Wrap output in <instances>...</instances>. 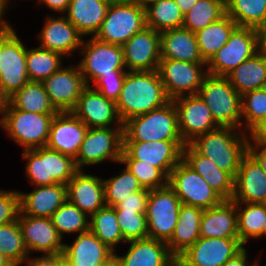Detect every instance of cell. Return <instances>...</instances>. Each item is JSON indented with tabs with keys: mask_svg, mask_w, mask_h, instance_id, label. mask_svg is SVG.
Masks as SVG:
<instances>
[{
	"mask_svg": "<svg viewBox=\"0 0 266 266\" xmlns=\"http://www.w3.org/2000/svg\"><path fill=\"white\" fill-rule=\"evenodd\" d=\"M237 26V23L226 14L220 20L195 32L201 57L206 63L227 43Z\"/></svg>",
	"mask_w": 266,
	"mask_h": 266,
	"instance_id": "cell-34",
	"label": "cell"
},
{
	"mask_svg": "<svg viewBox=\"0 0 266 266\" xmlns=\"http://www.w3.org/2000/svg\"><path fill=\"white\" fill-rule=\"evenodd\" d=\"M247 152L259 163L266 174V143L257 139H248Z\"/></svg>",
	"mask_w": 266,
	"mask_h": 266,
	"instance_id": "cell-53",
	"label": "cell"
},
{
	"mask_svg": "<svg viewBox=\"0 0 266 266\" xmlns=\"http://www.w3.org/2000/svg\"><path fill=\"white\" fill-rule=\"evenodd\" d=\"M19 212L18 190L0 189V226L16 221Z\"/></svg>",
	"mask_w": 266,
	"mask_h": 266,
	"instance_id": "cell-50",
	"label": "cell"
},
{
	"mask_svg": "<svg viewBox=\"0 0 266 266\" xmlns=\"http://www.w3.org/2000/svg\"><path fill=\"white\" fill-rule=\"evenodd\" d=\"M19 192L20 214L51 218L67 201V187L63 184L36 186L30 193Z\"/></svg>",
	"mask_w": 266,
	"mask_h": 266,
	"instance_id": "cell-25",
	"label": "cell"
},
{
	"mask_svg": "<svg viewBox=\"0 0 266 266\" xmlns=\"http://www.w3.org/2000/svg\"><path fill=\"white\" fill-rule=\"evenodd\" d=\"M126 254L114 256L121 266H171L175 257L169 252L166 242L153 238L127 241Z\"/></svg>",
	"mask_w": 266,
	"mask_h": 266,
	"instance_id": "cell-26",
	"label": "cell"
},
{
	"mask_svg": "<svg viewBox=\"0 0 266 266\" xmlns=\"http://www.w3.org/2000/svg\"><path fill=\"white\" fill-rule=\"evenodd\" d=\"M219 127L242 129L241 95L224 76L207 75L198 93Z\"/></svg>",
	"mask_w": 266,
	"mask_h": 266,
	"instance_id": "cell-5",
	"label": "cell"
},
{
	"mask_svg": "<svg viewBox=\"0 0 266 266\" xmlns=\"http://www.w3.org/2000/svg\"><path fill=\"white\" fill-rule=\"evenodd\" d=\"M146 27L145 9L133 1L110 3L107 14L95 38L123 45Z\"/></svg>",
	"mask_w": 266,
	"mask_h": 266,
	"instance_id": "cell-7",
	"label": "cell"
},
{
	"mask_svg": "<svg viewBox=\"0 0 266 266\" xmlns=\"http://www.w3.org/2000/svg\"><path fill=\"white\" fill-rule=\"evenodd\" d=\"M102 266H121V264L119 263V261L114 256L108 262L103 264Z\"/></svg>",
	"mask_w": 266,
	"mask_h": 266,
	"instance_id": "cell-65",
	"label": "cell"
},
{
	"mask_svg": "<svg viewBox=\"0 0 266 266\" xmlns=\"http://www.w3.org/2000/svg\"><path fill=\"white\" fill-rule=\"evenodd\" d=\"M10 106V96L6 93L2 84L0 83V127L3 123V119L6 113V110Z\"/></svg>",
	"mask_w": 266,
	"mask_h": 266,
	"instance_id": "cell-58",
	"label": "cell"
},
{
	"mask_svg": "<svg viewBox=\"0 0 266 266\" xmlns=\"http://www.w3.org/2000/svg\"><path fill=\"white\" fill-rule=\"evenodd\" d=\"M231 200L235 203H266V174L248 152L240 161Z\"/></svg>",
	"mask_w": 266,
	"mask_h": 266,
	"instance_id": "cell-23",
	"label": "cell"
},
{
	"mask_svg": "<svg viewBox=\"0 0 266 266\" xmlns=\"http://www.w3.org/2000/svg\"><path fill=\"white\" fill-rule=\"evenodd\" d=\"M168 98L159 73L154 71H127L116 108L123 124L136 116L163 107Z\"/></svg>",
	"mask_w": 266,
	"mask_h": 266,
	"instance_id": "cell-1",
	"label": "cell"
},
{
	"mask_svg": "<svg viewBox=\"0 0 266 266\" xmlns=\"http://www.w3.org/2000/svg\"><path fill=\"white\" fill-rule=\"evenodd\" d=\"M67 200L89 218L105 206L103 179L79 170L66 184Z\"/></svg>",
	"mask_w": 266,
	"mask_h": 266,
	"instance_id": "cell-24",
	"label": "cell"
},
{
	"mask_svg": "<svg viewBox=\"0 0 266 266\" xmlns=\"http://www.w3.org/2000/svg\"><path fill=\"white\" fill-rule=\"evenodd\" d=\"M171 266H186L179 258H175Z\"/></svg>",
	"mask_w": 266,
	"mask_h": 266,
	"instance_id": "cell-67",
	"label": "cell"
},
{
	"mask_svg": "<svg viewBox=\"0 0 266 266\" xmlns=\"http://www.w3.org/2000/svg\"><path fill=\"white\" fill-rule=\"evenodd\" d=\"M120 164L125 165L143 188L152 190L168 184V178L150 163L139 160H120Z\"/></svg>",
	"mask_w": 266,
	"mask_h": 266,
	"instance_id": "cell-47",
	"label": "cell"
},
{
	"mask_svg": "<svg viewBox=\"0 0 266 266\" xmlns=\"http://www.w3.org/2000/svg\"><path fill=\"white\" fill-rule=\"evenodd\" d=\"M0 266H14L13 263L0 253Z\"/></svg>",
	"mask_w": 266,
	"mask_h": 266,
	"instance_id": "cell-64",
	"label": "cell"
},
{
	"mask_svg": "<svg viewBox=\"0 0 266 266\" xmlns=\"http://www.w3.org/2000/svg\"><path fill=\"white\" fill-rule=\"evenodd\" d=\"M257 52H259L257 29L237 26L227 43L206 63L207 72L209 75L225 77Z\"/></svg>",
	"mask_w": 266,
	"mask_h": 266,
	"instance_id": "cell-9",
	"label": "cell"
},
{
	"mask_svg": "<svg viewBox=\"0 0 266 266\" xmlns=\"http://www.w3.org/2000/svg\"><path fill=\"white\" fill-rule=\"evenodd\" d=\"M56 16L47 15L45 18L43 28L38 33L39 47L70 58L74 52L80 51L84 37L64 14Z\"/></svg>",
	"mask_w": 266,
	"mask_h": 266,
	"instance_id": "cell-21",
	"label": "cell"
},
{
	"mask_svg": "<svg viewBox=\"0 0 266 266\" xmlns=\"http://www.w3.org/2000/svg\"><path fill=\"white\" fill-rule=\"evenodd\" d=\"M52 105L58 112H71L87 87L78 64L64 65L42 82Z\"/></svg>",
	"mask_w": 266,
	"mask_h": 266,
	"instance_id": "cell-16",
	"label": "cell"
},
{
	"mask_svg": "<svg viewBox=\"0 0 266 266\" xmlns=\"http://www.w3.org/2000/svg\"><path fill=\"white\" fill-rule=\"evenodd\" d=\"M200 237L239 238L236 205L233 200L204 209L200 224Z\"/></svg>",
	"mask_w": 266,
	"mask_h": 266,
	"instance_id": "cell-27",
	"label": "cell"
},
{
	"mask_svg": "<svg viewBox=\"0 0 266 266\" xmlns=\"http://www.w3.org/2000/svg\"><path fill=\"white\" fill-rule=\"evenodd\" d=\"M146 26L162 32L180 28L184 15L174 0H160L145 9Z\"/></svg>",
	"mask_w": 266,
	"mask_h": 266,
	"instance_id": "cell-40",
	"label": "cell"
},
{
	"mask_svg": "<svg viewBox=\"0 0 266 266\" xmlns=\"http://www.w3.org/2000/svg\"><path fill=\"white\" fill-rule=\"evenodd\" d=\"M226 15V0H197L184 15L183 28L197 32Z\"/></svg>",
	"mask_w": 266,
	"mask_h": 266,
	"instance_id": "cell-39",
	"label": "cell"
},
{
	"mask_svg": "<svg viewBox=\"0 0 266 266\" xmlns=\"http://www.w3.org/2000/svg\"><path fill=\"white\" fill-rule=\"evenodd\" d=\"M150 190L143 188L141 191L130 194L126 199L117 204L115 211H133L146 213L147 200Z\"/></svg>",
	"mask_w": 266,
	"mask_h": 266,
	"instance_id": "cell-52",
	"label": "cell"
},
{
	"mask_svg": "<svg viewBox=\"0 0 266 266\" xmlns=\"http://www.w3.org/2000/svg\"><path fill=\"white\" fill-rule=\"evenodd\" d=\"M204 209L181 204L178 221L171 239L166 243L169 252L178 258L200 238Z\"/></svg>",
	"mask_w": 266,
	"mask_h": 266,
	"instance_id": "cell-32",
	"label": "cell"
},
{
	"mask_svg": "<svg viewBox=\"0 0 266 266\" xmlns=\"http://www.w3.org/2000/svg\"><path fill=\"white\" fill-rule=\"evenodd\" d=\"M10 105L21 111L38 114H57L42 82H27L10 97Z\"/></svg>",
	"mask_w": 266,
	"mask_h": 266,
	"instance_id": "cell-35",
	"label": "cell"
},
{
	"mask_svg": "<svg viewBox=\"0 0 266 266\" xmlns=\"http://www.w3.org/2000/svg\"><path fill=\"white\" fill-rule=\"evenodd\" d=\"M244 247L239 238L200 237L178 258L186 266H223Z\"/></svg>",
	"mask_w": 266,
	"mask_h": 266,
	"instance_id": "cell-17",
	"label": "cell"
},
{
	"mask_svg": "<svg viewBox=\"0 0 266 266\" xmlns=\"http://www.w3.org/2000/svg\"><path fill=\"white\" fill-rule=\"evenodd\" d=\"M181 204V200L168 184L165 187L150 190L146 207L149 238L166 243L171 239Z\"/></svg>",
	"mask_w": 266,
	"mask_h": 266,
	"instance_id": "cell-8",
	"label": "cell"
},
{
	"mask_svg": "<svg viewBox=\"0 0 266 266\" xmlns=\"http://www.w3.org/2000/svg\"><path fill=\"white\" fill-rule=\"evenodd\" d=\"M168 185L185 205L208 209L225 200L183 160L172 169Z\"/></svg>",
	"mask_w": 266,
	"mask_h": 266,
	"instance_id": "cell-11",
	"label": "cell"
},
{
	"mask_svg": "<svg viewBox=\"0 0 266 266\" xmlns=\"http://www.w3.org/2000/svg\"><path fill=\"white\" fill-rule=\"evenodd\" d=\"M126 75H109L102 78L93 88L107 99L117 101Z\"/></svg>",
	"mask_w": 266,
	"mask_h": 266,
	"instance_id": "cell-51",
	"label": "cell"
},
{
	"mask_svg": "<svg viewBox=\"0 0 266 266\" xmlns=\"http://www.w3.org/2000/svg\"><path fill=\"white\" fill-rule=\"evenodd\" d=\"M109 3H116V2H126V1H131V0H106Z\"/></svg>",
	"mask_w": 266,
	"mask_h": 266,
	"instance_id": "cell-68",
	"label": "cell"
},
{
	"mask_svg": "<svg viewBox=\"0 0 266 266\" xmlns=\"http://www.w3.org/2000/svg\"><path fill=\"white\" fill-rule=\"evenodd\" d=\"M127 71H154L160 62V32L144 27L122 45Z\"/></svg>",
	"mask_w": 266,
	"mask_h": 266,
	"instance_id": "cell-19",
	"label": "cell"
},
{
	"mask_svg": "<svg viewBox=\"0 0 266 266\" xmlns=\"http://www.w3.org/2000/svg\"><path fill=\"white\" fill-rule=\"evenodd\" d=\"M71 112L88 128L123 127L116 103L90 86L83 90Z\"/></svg>",
	"mask_w": 266,
	"mask_h": 266,
	"instance_id": "cell-18",
	"label": "cell"
},
{
	"mask_svg": "<svg viewBox=\"0 0 266 266\" xmlns=\"http://www.w3.org/2000/svg\"><path fill=\"white\" fill-rule=\"evenodd\" d=\"M64 58L59 53L39 46L26 48V67L29 80L43 82L63 66Z\"/></svg>",
	"mask_w": 266,
	"mask_h": 266,
	"instance_id": "cell-38",
	"label": "cell"
},
{
	"mask_svg": "<svg viewBox=\"0 0 266 266\" xmlns=\"http://www.w3.org/2000/svg\"><path fill=\"white\" fill-rule=\"evenodd\" d=\"M10 3H11V0H0V26H3V27H12L11 26L12 24H10L4 18L6 16V11H8L7 10V8H9L8 6L11 7V4Z\"/></svg>",
	"mask_w": 266,
	"mask_h": 266,
	"instance_id": "cell-59",
	"label": "cell"
},
{
	"mask_svg": "<svg viewBox=\"0 0 266 266\" xmlns=\"http://www.w3.org/2000/svg\"><path fill=\"white\" fill-rule=\"evenodd\" d=\"M25 247L30 255L33 252L59 254L64 252L63 239L54 227L51 218L18 214Z\"/></svg>",
	"mask_w": 266,
	"mask_h": 266,
	"instance_id": "cell-20",
	"label": "cell"
},
{
	"mask_svg": "<svg viewBox=\"0 0 266 266\" xmlns=\"http://www.w3.org/2000/svg\"><path fill=\"white\" fill-rule=\"evenodd\" d=\"M241 109L242 130L250 133L266 118V88L256 89L241 95Z\"/></svg>",
	"mask_w": 266,
	"mask_h": 266,
	"instance_id": "cell-45",
	"label": "cell"
},
{
	"mask_svg": "<svg viewBox=\"0 0 266 266\" xmlns=\"http://www.w3.org/2000/svg\"><path fill=\"white\" fill-rule=\"evenodd\" d=\"M0 253L14 266H21L29 256L18 220L0 226Z\"/></svg>",
	"mask_w": 266,
	"mask_h": 266,
	"instance_id": "cell-44",
	"label": "cell"
},
{
	"mask_svg": "<svg viewBox=\"0 0 266 266\" xmlns=\"http://www.w3.org/2000/svg\"><path fill=\"white\" fill-rule=\"evenodd\" d=\"M71 0H37L38 5H45L50 11L65 14Z\"/></svg>",
	"mask_w": 266,
	"mask_h": 266,
	"instance_id": "cell-56",
	"label": "cell"
},
{
	"mask_svg": "<svg viewBox=\"0 0 266 266\" xmlns=\"http://www.w3.org/2000/svg\"><path fill=\"white\" fill-rule=\"evenodd\" d=\"M123 150V127L88 128L75 158L79 170L104 161L120 163Z\"/></svg>",
	"mask_w": 266,
	"mask_h": 266,
	"instance_id": "cell-10",
	"label": "cell"
},
{
	"mask_svg": "<svg viewBox=\"0 0 266 266\" xmlns=\"http://www.w3.org/2000/svg\"><path fill=\"white\" fill-rule=\"evenodd\" d=\"M249 133L232 127L217 129L197 136L189 144L202 156L233 178L238 173L242 157L247 153Z\"/></svg>",
	"mask_w": 266,
	"mask_h": 266,
	"instance_id": "cell-2",
	"label": "cell"
},
{
	"mask_svg": "<svg viewBox=\"0 0 266 266\" xmlns=\"http://www.w3.org/2000/svg\"><path fill=\"white\" fill-rule=\"evenodd\" d=\"M226 14L238 26L258 29L266 20V0H226Z\"/></svg>",
	"mask_w": 266,
	"mask_h": 266,
	"instance_id": "cell-41",
	"label": "cell"
},
{
	"mask_svg": "<svg viewBox=\"0 0 266 266\" xmlns=\"http://www.w3.org/2000/svg\"><path fill=\"white\" fill-rule=\"evenodd\" d=\"M22 158L27 161L25 176L36 186L47 185L46 146L21 152Z\"/></svg>",
	"mask_w": 266,
	"mask_h": 266,
	"instance_id": "cell-48",
	"label": "cell"
},
{
	"mask_svg": "<svg viewBox=\"0 0 266 266\" xmlns=\"http://www.w3.org/2000/svg\"><path fill=\"white\" fill-rule=\"evenodd\" d=\"M88 127L72 112L55 114L46 147L76 158Z\"/></svg>",
	"mask_w": 266,
	"mask_h": 266,
	"instance_id": "cell-22",
	"label": "cell"
},
{
	"mask_svg": "<svg viewBox=\"0 0 266 266\" xmlns=\"http://www.w3.org/2000/svg\"><path fill=\"white\" fill-rule=\"evenodd\" d=\"M89 230L114 252L120 243H126L121 233L115 208L103 206L90 217Z\"/></svg>",
	"mask_w": 266,
	"mask_h": 266,
	"instance_id": "cell-37",
	"label": "cell"
},
{
	"mask_svg": "<svg viewBox=\"0 0 266 266\" xmlns=\"http://www.w3.org/2000/svg\"><path fill=\"white\" fill-rule=\"evenodd\" d=\"M54 116L21 111L10 105L0 128L7 132L10 140L22 146V151L33 150L46 146Z\"/></svg>",
	"mask_w": 266,
	"mask_h": 266,
	"instance_id": "cell-6",
	"label": "cell"
},
{
	"mask_svg": "<svg viewBox=\"0 0 266 266\" xmlns=\"http://www.w3.org/2000/svg\"><path fill=\"white\" fill-rule=\"evenodd\" d=\"M238 236L245 245L250 239H260L266 221V203H235Z\"/></svg>",
	"mask_w": 266,
	"mask_h": 266,
	"instance_id": "cell-36",
	"label": "cell"
},
{
	"mask_svg": "<svg viewBox=\"0 0 266 266\" xmlns=\"http://www.w3.org/2000/svg\"><path fill=\"white\" fill-rule=\"evenodd\" d=\"M247 256L248 252L246 247H244L234 257L230 258L223 266H260L259 259H256V261L249 264Z\"/></svg>",
	"mask_w": 266,
	"mask_h": 266,
	"instance_id": "cell-55",
	"label": "cell"
},
{
	"mask_svg": "<svg viewBox=\"0 0 266 266\" xmlns=\"http://www.w3.org/2000/svg\"><path fill=\"white\" fill-rule=\"evenodd\" d=\"M78 53L83 57L78 67L87 86L93 88L105 76L127 74L121 45L105 43L95 37L85 42L83 38Z\"/></svg>",
	"mask_w": 266,
	"mask_h": 266,
	"instance_id": "cell-4",
	"label": "cell"
},
{
	"mask_svg": "<svg viewBox=\"0 0 266 266\" xmlns=\"http://www.w3.org/2000/svg\"><path fill=\"white\" fill-rule=\"evenodd\" d=\"M137 4H139L141 7L146 9L149 5L154 4L160 0H131Z\"/></svg>",
	"mask_w": 266,
	"mask_h": 266,
	"instance_id": "cell-62",
	"label": "cell"
},
{
	"mask_svg": "<svg viewBox=\"0 0 266 266\" xmlns=\"http://www.w3.org/2000/svg\"><path fill=\"white\" fill-rule=\"evenodd\" d=\"M47 185L63 184L79 171L75 159L46 147Z\"/></svg>",
	"mask_w": 266,
	"mask_h": 266,
	"instance_id": "cell-46",
	"label": "cell"
},
{
	"mask_svg": "<svg viewBox=\"0 0 266 266\" xmlns=\"http://www.w3.org/2000/svg\"><path fill=\"white\" fill-rule=\"evenodd\" d=\"M103 184L105 204L111 207H115L130 194L143 189L136 177L126 167L119 171L118 175L103 179Z\"/></svg>",
	"mask_w": 266,
	"mask_h": 266,
	"instance_id": "cell-43",
	"label": "cell"
},
{
	"mask_svg": "<svg viewBox=\"0 0 266 266\" xmlns=\"http://www.w3.org/2000/svg\"><path fill=\"white\" fill-rule=\"evenodd\" d=\"M23 264L24 266H59V254H43L39 257L31 255L25 259Z\"/></svg>",
	"mask_w": 266,
	"mask_h": 266,
	"instance_id": "cell-54",
	"label": "cell"
},
{
	"mask_svg": "<svg viewBox=\"0 0 266 266\" xmlns=\"http://www.w3.org/2000/svg\"><path fill=\"white\" fill-rule=\"evenodd\" d=\"M63 254L76 266H102L114 257V251L90 230L77 234L73 244H65Z\"/></svg>",
	"mask_w": 266,
	"mask_h": 266,
	"instance_id": "cell-28",
	"label": "cell"
},
{
	"mask_svg": "<svg viewBox=\"0 0 266 266\" xmlns=\"http://www.w3.org/2000/svg\"><path fill=\"white\" fill-rule=\"evenodd\" d=\"M179 6L183 15H185L196 3L197 0H174Z\"/></svg>",
	"mask_w": 266,
	"mask_h": 266,
	"instance_id": "cell-61",
	"label": "cell"
},
{
	"mask_svg": "<svg viewBox=\"0 0 266 266\" xmlns=\"http://www.w3.org/2000/svg\"><path fill=\"white\" fill-rule=\"evenodd\" d=\"M257 31H258L259 51L266 53V20L257 29Z\"/></svg>",
	"mask_w": 266,
	"mask_h": 266,
	"instance_id": "cell-60",
	"label": "cell"
},
{
	"mask_svg": "<svg viewBox=\"0 0 266 266\" xmlns=\"http://www.w3.org/2000/svg\"><path fill=\"white\" fill-rule=\"evenodd\" d=\"M110 3L106 0H71L66 13L67 19L84 37H94L100 29Z\"/></svg>",
	"mask_w": 266,
	"mask_h": 266,
	"instance_id": "cell-31",
	"label": "cell"
},
{
	"mask_svg": "<svg viewBox=\"0 0 266 266\" xmlns=\"http://www.w3.org/2000/svg\"><path fill=\"white\" fill-rule=\"evenodd\" d=\"M118 224L126 241L148 238L146 213L115 211Z\"/></svg>",
	"mask_w": 266,
	"mask_h": 266,
	"instance_id": "cell-49",
	"label": "cell"
},
{
	"mask_svg": "<svg viewBox=\"0 0 266 266\" xmlns=\"http://www.w3.org/2000/svg\"><path fill=\"white\" fill-rule=\"evenodd\" d=\"M172 101L177 111L179 134L185 144L219 127L210 108L198 94L182 96Z\"/></svg>",
	"mask_w": 266,
	"mask_h": 266,
	"instance_id": "cell-15",
	"label": "cell"
},
{
	"mask_svg": "<svg viewBox=\"0 0 266 266\" xmlns=\"http://www.w3.org/2000/svg\"><path fill=\"white\" fill-rule=\"evenodd\" d=\"M29 81L26 46L11 29L0 40V83L11 97Z\"/></svg>",
	"mask_w": 266,
	"mask_h": 266,
	"instance_id": "cell-14",
	"label": "cell"
},
{
	"mask_svg": "<svg viewBox=\"0 0 266 266\" xmlns=\"http://www.w3.org/2000/svg\"><path fill=\"white\" fill-rule=\"evenodd\" d=\"M225 77L240 95L266 88V53L257 52Z\"/></svg>",
	"mask_w": 266,
	"mask_h": 266,
	"instance_id": "cell-33",
	"label": "cell"
},
{
	"mask_svg": "<svg viewBox=\"0 0 266 266\" xmlns=\"http://www.w3.org/2000/svg\"><path fill=\"white\" fill-rule=\"evenodd\" d=\"M263 236L265 237L266 236V221L264 223V227H263V233H262V236L260 238H263Z\"/></svg>",
	"mask_w": 266,
	"mask_h": 266,
	"instance_id": "cell-69",
	"label": "cell"
},
{
	"mask_svg": "<svg viewBox=\"0 0 266 266\" xmlns=\"http://www.w3.org/2000/svg\"><path fill=\"white\" fill-rule=\"evenodd\" d=\"M59 266H72V263L63 253H59Z\"/></svg>",
	"mask_w": 266,
	"mask_h": 266,
	"instance_id": "cell-63",
	"label": "cell"
},
{
	"mask_svg": "<svg viewBox=\"0 0 266 266\" xmlns=\"http://www.w3.org/2000/svg\"><path fill=\"white\" fill-rule=\"evenodd\" d=\"M248 139H257L266 143V118L262 120L250 133Z\"/></svg>",
	"mask_w": 266,
	"mask_h": 266,
	"instance_id": "cell-57",
	"label": "cell"
},
{
	"mask_svg": "<svg viewBox=\"0 0 266 266\" xmlns=\"http://www.w3.org/2000/svg\"><path fill=\"white\" fill-rule=\"evenodd\" d=\"M160 59L206 63L201 57L195 33L183 27L160 32Z\"/></svg>",
	"mask_w": 266,
	"mask_h": 266,
	"instance_id": "cell-30",
	"label": "cell"
},
{
	"mask_svg": "<svg viewBox=\"0 0 266 266\" xmlns=\"http://www.w3.org/2000/svg\"><path fill=\"white\" fill-rule=\"evenodd\" d=\"M183 141H123L120 160H139L157 167L167 178L182 160Z\"/></svg>",
	"mask_w": 266,
	"mask_h": 266,
	"instance_id": "cell-13",
	"label": "cell"
},
{
	"mask_svg": "<svg viewBox=\"0 0 266 266\" xmlns=\"http://www.w3.org/2000/svg\"><path fill=\"white\" fill-rule=\"evenodd\" d=\"M123 141H183L173 101L127 120L123 124Z\"/></svg>",
	"mask_w": 266,
	"mask_h": 266,
	"instance_id": "cell-3",
	"label": "cell"
},
{
	"mask_svg": "<svg viewBox=\"0 0 266 266\" xmlns=\"http://www.w3.org/2000/svg\"><path fill=\"white\" fill-rule=\"evenodd\" d=\"M168 98L197 94L208 75L206 63L160 59L157 69Z\"/></svg>",
	"mask_w": 266,
	"mask_h": 266,
	"instance_id": "cell-12",
	"label": "cell"
},
{
	"mask_svg": "<svg viewBox=\"0 0 266 266\" xmlns=\"http://www.w3.org/2000/svg\"><path fill=\"white\" fill-rule=\"evenodd\" d=\"M182 160L225 200H231L234 193V178L226 171L219 169L207 157L200 155L190 144L183 148Z\"/></svg>",
	"mask_w": 266,
	"mask_h": 266,
	"instance_id": "cell-29",
	"label": "cell"
},
{
	"mask_svg": "<svg viewBox=\"0 0 266 266\" xmlns=\"http://www.w3.org/2000/svg\"><path fill=\"white\" fill-rule=\"evenodd\" d=\"M11 29H13V27H3V26H0V40Z\"/></svg>",
	"mask_w": 266,
	"mask_h": 266,
	"instance_id": "cell-66",
	"label": "cell"
},
{
	"mask_svg": "<svg viewBox=\"0 0 266 266\" xmlns=\"http://www.w3.org/2000/svg\"><path fill=\"white\" fill-rule=\"evenodd\" d=\"M51 220L62 238L66 234L79 235L89 230L90 218L68 200L51 216Z\"/></svg>",
	"mask_w": 266,
	"mask_h": 266,
	"instance_id": "cell-42",
	"label": "cell"
}]
</instances>
